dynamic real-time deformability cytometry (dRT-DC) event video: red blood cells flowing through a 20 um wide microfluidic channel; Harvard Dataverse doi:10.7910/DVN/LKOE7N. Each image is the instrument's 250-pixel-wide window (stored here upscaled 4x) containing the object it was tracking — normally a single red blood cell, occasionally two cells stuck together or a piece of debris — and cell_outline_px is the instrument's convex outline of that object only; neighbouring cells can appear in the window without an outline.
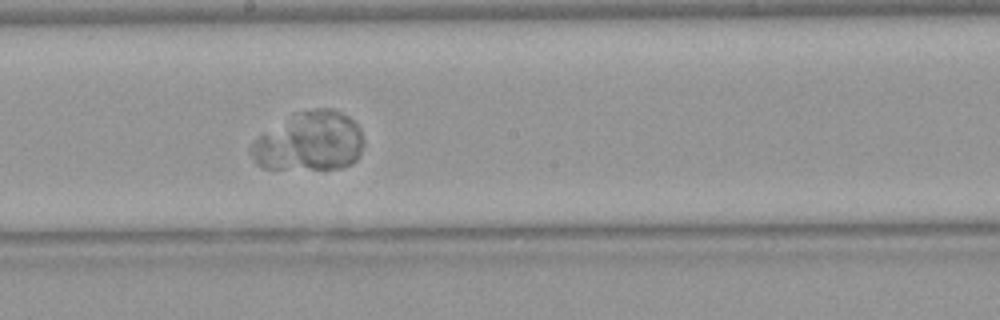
{"species": "Egyptian fruit bat (a non-hibernating species)", "species_latin": "Rousettus aegyptiacus", "temperature_condition": "warm", "stored_images_in_passage": 40, "camera_frame_rate_fps": 3000, "um_per_image_px": 0.085, "animal": {"sex": "female"}, "frame": {"image": 1, "passage_image": 20, "time_ms": 6.333, "image_size_px": [1000, 320], "cell_outline_px": [[364, 144], [360, 156], [352, 164], [340, 168], [264, 168], [256, 164], [248, 148], [260, 136], [296, 112], [316, 108], [332, 108], [348, 116], [360, 128], [364, 140]], "centroid_in_image_um": [26.35, 12.03], "position_along_channel_um": 221.8, "area_um2": 38.49}}